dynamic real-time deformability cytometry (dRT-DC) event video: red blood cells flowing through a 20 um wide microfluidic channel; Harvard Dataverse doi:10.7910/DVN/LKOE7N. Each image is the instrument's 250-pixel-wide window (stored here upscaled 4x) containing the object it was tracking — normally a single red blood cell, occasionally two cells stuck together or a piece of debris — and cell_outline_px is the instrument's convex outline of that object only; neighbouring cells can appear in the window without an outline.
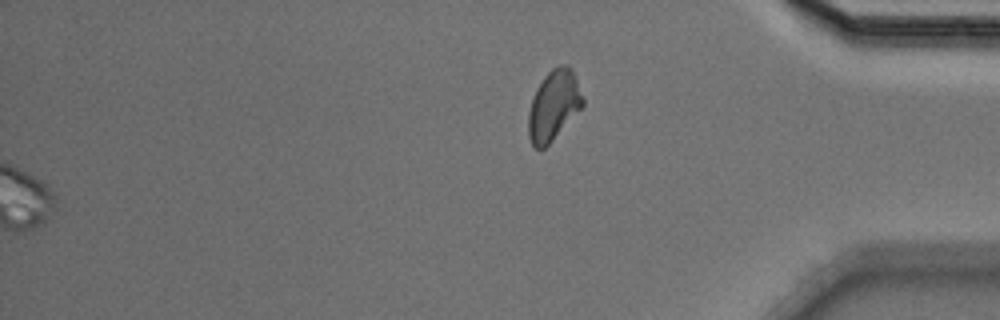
{"species": "Egyptian fruit bat (a non-hibernating species)", "species_latin": "Rousettus aegyptiacus", "temperature_condition": "cold", "stored_images_in_passage": 51, "segment_of_instrument_passage": [2, 2], "camera_frame_rate_fps": 3000, "um_per_image_px": 0.085, "animal": {"sex": "male"}, "frame": {"image": 1, "passage_image": 51, "time_ms": 16.667, "image_size_px": [1000, 320], "cell_outline_px": [[584, 104], [552, 140], [544, 148], [536, 148], [532, 144], [528, 136], [528, 112], [536, 88], [544, 76], [552, 68], [560, 64], [568, 64], [572, 68], [584, 96]], "centroid_in_image_um": [47.06, 8.91], "position_along_channel_um": 388.1, "area_um2": 22.14}}